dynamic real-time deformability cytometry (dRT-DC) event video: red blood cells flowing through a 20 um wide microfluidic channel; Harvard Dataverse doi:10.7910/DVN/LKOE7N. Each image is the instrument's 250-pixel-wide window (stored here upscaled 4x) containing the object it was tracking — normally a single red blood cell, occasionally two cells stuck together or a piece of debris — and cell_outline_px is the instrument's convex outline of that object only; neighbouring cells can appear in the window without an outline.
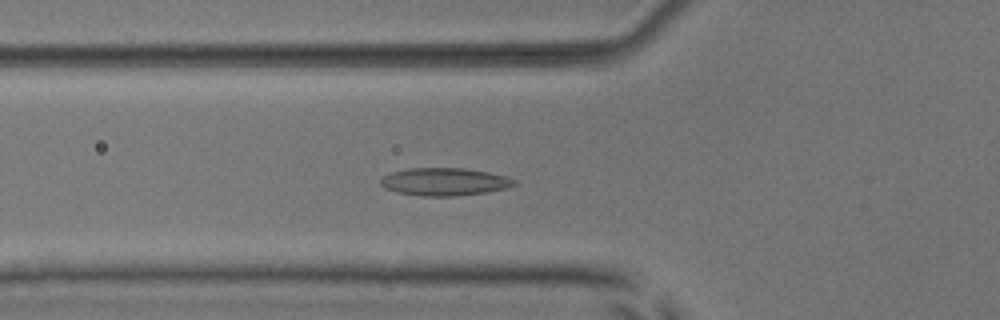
{"species": "common noctule bat (a hibernating species)", "species_latin": "Nyctalus noctula", "temperature_condition": "room temperature", "stored_images_in_passage": 52, "camera_frame_rate_fps": 3000, "um_per_image_px": 0.085, "animal": {"sex": "male", "body_mass_g": 17.9, "forearm_length_mm": 54.2}, "frame": {"image": 1, "passage_image": 19, "time_ms": 6.0, "image_size_px": [1000, 320], "cell_outline_px": [[516, 184], [508, 188], [484, 192], [456, 196], [420, 196], [396, 192], [384, 188], [380, 184], [380, 180], [384, 176], [392, 172], [408, 168], [464, 168], [488, 172], [504, 176], [516, 180]], "centroid_in_image_um": [37.76, 15.45], "position_along_channel_um": 88.0, "area_um2": 21.56}}
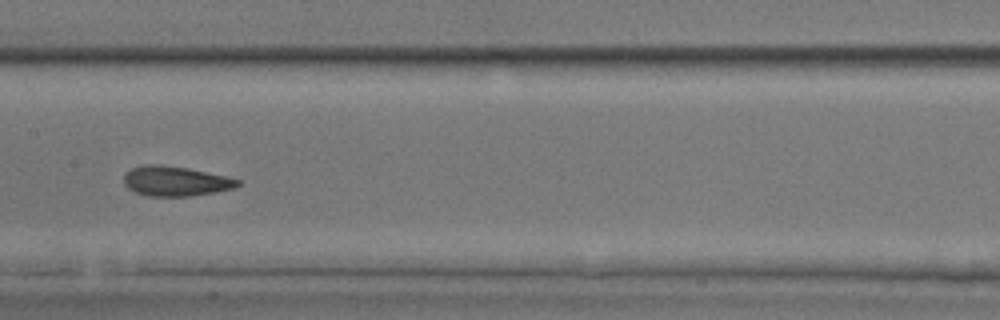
{"frame": {"image": 2, "passage_image": 27, "time_ms": 8.667, "image_size_px": [1000, 320], "cell_outline_px": [[240, 184], [232, 188], [216, 192], [188, 196], [148, 196], [136, 192], [128, 188], [124, 184], [124, 176], [132, 168], [148, 164], [156, 164], [188, 168], [224, 176], [240, 180]], "centroid_in_image_um": [14.9, 15.4], "position_along_channel_um": 192.5, "area_um2": 19.48}}
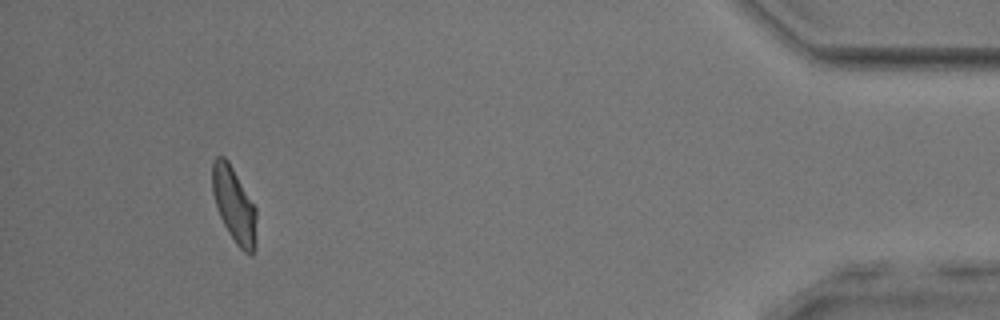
{"frame": {"image": 3, "passage_image": 49, "time_ms": 16.0, "image_size_px": [1000, 320], "cell_outline_px": [[256, 244], [252, 256], [244, 252], [236, 244], [228, 232], [216, 208], [212, 192], [212, 164], [216, 156], [224, 156], [228, 160], [256, 208]], "centroid_in_image_um": [19.9, 17.43], "position_along_channel_um": 415.3, "area_um2": 19.42}, "authors_computed_cell_mechanics": {"area_um2": 19.8543, "velocity_mm_per_s": 3.9089, "shape_relaxation_time_tau1_ms": 6.2336, "shape_relaxation_time_tau2_ms": 2.036, "deformation_change_tau1": 0.1454, "deformation_change_tau2": 0.0924}}